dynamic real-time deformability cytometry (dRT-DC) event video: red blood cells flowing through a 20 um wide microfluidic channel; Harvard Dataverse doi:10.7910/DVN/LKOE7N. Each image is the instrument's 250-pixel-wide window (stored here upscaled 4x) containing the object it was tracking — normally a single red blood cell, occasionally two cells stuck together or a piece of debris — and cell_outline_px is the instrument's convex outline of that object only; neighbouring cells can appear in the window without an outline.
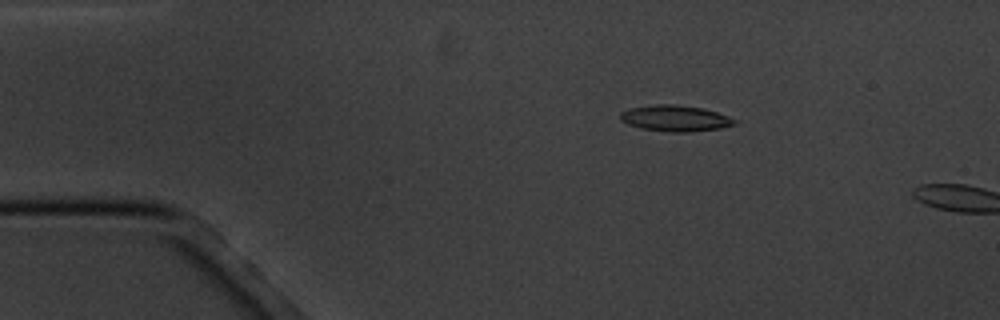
{"species": "common noctule bat (a hibernating species)", "species_latin": "Nyctalus noctula", "temperature_condition": "cold", "stored_images_in_passage": 4, "camera_frame_rate_fps": 3000, "um_per_image_px": 0.085, "animal": {"sex": "male", "body_mass_g": 20.1, "forearm_length_mm": 53.5}, "frame": {"image": 1, "passage_image": 3, "time_ms": 2.333, "image_size_px": [1000, 320], "cell_outline_px": [[736, 124], [720, 128], [688, 132], [672, 132], [640, 128], [628, 124], [620, 120], [620, 112], [628, 108], [656, 104], [676, 104], [704, 108], [728, 116], [736, 120]], "centroid_in_image_um": [57.37, 10.04], "position_along_channel_um": 27.6, "area_um2": 17.4}}